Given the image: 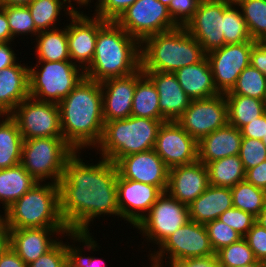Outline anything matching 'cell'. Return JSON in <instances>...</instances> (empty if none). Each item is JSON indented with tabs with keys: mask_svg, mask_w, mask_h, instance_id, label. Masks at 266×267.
Here are the masks:
<instances>
[{
	"mask_svg": "<svg viewBox=\"0 0 266 267\" xmlns=\"http://www.w3.org/2000/svg\"><path fill=\"white\" fill-rule=\"evenodd\" d=\"M241 130L227 125L203 137L198 142V160L207 164L228 156L239 155Z\"/></svg>",
	"mask_w": 266,
	"mask_h": 267,
	"instance_id": "24",
	"label": "cell"
},
{
	"mask_svg": "<svg viewBox=\"0 0 266 267\" xmlns=\"http://www.w3.org/2000/svg\"><path fill=\"white\" fill-rule=\"evenodd\" d=\"M154 150L169 169L198 160V142L175 121L159 127Z\"/></svg>",
	"mask_w": 266,
	"mask_h": 267,
	"instance_id": "17",
	"label": "cell"
},
{
	"mask_svg": "<svg viewBox=\"0 0 266 267\" xmlns=\"http://www.w3.org/2000/svg\"><path fill=\"white\" fill-rule=\"evenodd\" d=\"M262 142H263L264 145L266 146V135H265V139H263Z\"/></svg>",
	"mask_w": 266,
	"mask_h": 267,
	"instance_id": "64",
	"label": "cell"
},
{
	"mask_svg": "<svg viewBox=\"0 0 266 267\" xmlns=\"http://www.w3.org/2000/svg\"><path fill=\"white\" fill-rule=\"evenodd\" d=\"M224 95H244L266 102V76L249 65L240 73L232 89Z\"/></svg>",
	"mask_w": 266,
	"mask_h": 267,
	"instance_id": "37",
	"label": "cell"
},
{
	"mask_svg": "<svg viewBox=\"0 0 266 267\" xmlns=\"http://www.w3.org/2000/svg\"><path fill=\"white\" fill-rule=\"evenodd\" d=\"M205 57L202 46L185 27L151 35L141 42L143 72L174 73Z\"/></svg>",
	"mask_w": 266,
	"mask_h": 267,
	"instance_id": "4",
	"label": "cell"
},
{
	"mask_svg": "<svg viewBox=\"0 0 266 267\" xmlns=\"http://www.w3.org/2000/svg\"><path fill=\"white\" fill-rule=\"evenodd\" d=\"M250 65L266 76V44L257 42L251 50Z\"/></svg>",
	"mask_w": 266,
	"mask_h": 267,
	"instance_id": "51",
	"label": "cell"
},
{
	"mask_svg": "<svg viewBox=\"0 0 266 267\" xmlns=\"http://www.w3.org/2000/svg\"><path fill=\"white\" fill-rule=\"evenodd\" d=\"M58 107L64 140L75 151L96 148L105 123L100 82L84 77Z\"/></svg>",
	"mask_w": 266,
	"mask_h": 267,
	"instance_id": "2",
	"label": "cell"
},
{
	"mask_svg": "<svg viewBox=\"0 0 266 267\" xmlns=\"http://www.w3.org/2000/svg\"><path fill=\"white\" fill-rule=\"evenodd\" d=\"M84 12H75L66 25L70 61L85 71L92 62L98 31L108 22ZM76 61V62H75Z\"/></svg>",
	"mask_w": 266,
	"mask_h": 267,
	"instance_id": "18",
	"label": "cell"
},
{
	"mask_svg": "<svg viewBox=\"0 0 266 267\" xmlns=\"http://www.w3.org/2000/svg\"><path fill=\"white\" fill-rule=\"evenodd\" d=\"M233 207L257 217L266 203V191L246 180L231 187Z\"/></svg>",
	"mask_w": 266,
	"mask_h": 267,
	"instance_id": "36",
	"label": "cell"
},
{
	"mask_svg": "<svg viewBox=\"0 0 266 267\" xmlns=\"http://www.w3.org/2000/svg\"><path fill=\"white\" fill-rule=\"evenodd\" d=\"M144 74L153 82L158 91L163 121L176 122L191 102L178 83L177 77L169 72H144Z\"/></svg>",
	"mask_w": 266,
	"mask_h": 267,
	"instance_id": "23",
	"label": "cell"
},
{
	"mask_svg": "<svg viewBox=\"0 0 266 267\" xmlns=\"http://www.w3.org/2000/svg\"><path fill=\"white\" fill-rule=\"evenodd\" d=\"M256 223L266 229V203L264 205V208L260 211V213L256 217Z\"/></svg>",
	"mask_w": 266,
	"mask_h": 267,
	"instance_id": "58",
	"label": "cell"
},
{
	"mask_svg": "<svg viewBox=\"0 0 266 267\" xmlns=\"http://www.w3.org/2000/svg\"><path fill=\"white\" fill-rule=\"evenodd\" d=\"M158 249L159 251L149 254L151 263L156 266H162L165 262L163 259L165 260L166 257L172 261L216 254L211 246L205 224L191 220L168 236Z\"/></svg>",
	"mask_w": 266,
	"mask_h": 267,
	"instance_id": "10",
	"label": "cell"
},
{
	"mask_svg": "<svg viewBox=\"0 0 266 267\" xmlns=\"http://www.w3.org/2000/svg\"><path fill=\"white\" fill-rule=\"evenodd\" d=\"M38 63L33 68L29 66V96L39 101L58 104L85 77L84 71L72 61Z\"/></svg>",
	"mask_w": 266,
	"mask_h": 267,
	"instance_id": "8",
	"label": "cell"
},
{
	"mask_svg": "<svg viewBox=\"0 0 266 267\" xmlns=\"http://www.w3.org/2000/svg\"><path fill=\"white\" fill-rule=\"evenodd\" d=\"M178 83L191 100L206 99L220 94L216 89L209 61H202L174 72Z\"/></svg>",
	"mask_w": 266,
	"mask_h": 267,
	"instance_id": "27",
	"label": "cell"
},
{
	"mask_svg": "<svg viewBox=\"0 0 266 267\" xmlns=\"http://www.w3.org/2000/svg\"><path fill=\"white\" fill-rule=\"evenodd\" d=\"M242 15L252 40H266V0H233Z\"/></svg>",
	"mask_w": 266,
	"mask_h": 267,
	"instance_id": "35",
	"label": "cell"
},
{
	"mask_svg": "<svg viewBox=\"0 0 266 267\" xmlns=\"http://www.w3.org/2000/svg\"><path fill=\"white\" fill-rule=\"evenodd\" d=\"M76 151L63 137L32 138L23 141L20 164L38 182L51 179L59 184L67 160Z\"/></svg>",
	"mask_w": 266,
	"mask_h": 267,
	"instance_id": "7",
	"label": "cell"
},
{
	"mask_svg": "<svg viewBox=\"0 0 266 267\" xmlns=\"http://www.w3.org/2000/svg\"><path fill=\"white\" fill-rule=\"evenodd\" d=\"M118 175L159 187L163 192L168 187L169 168L154 149L126 155L116 163Z\"/></svg>",
	"mask_w": 266,
	"mask_h": 267,
	"instance_id": "19",
	"label": "cell"
},
{
	"mask_svg": "<svg viewBox=\"0 0 266 267\" xmlns=\"http://www.w3.org/2000/svg\"><path fill=\"white\" fill-rule=\"evenodd\" d=\"M16 64L0 71V115L10 114L29 97V66Z\"/></svg>",
	"mask_w": 266,
	"mask_h": 267,
	"instance_id": "25",
	"label": "cell"
},
{
	"mask_svg": "<svg viewBox=\"0 0 266 267\" xmlns=\"http://www.w3.org/2000/svg\"><path fill=\"white\" fill-rule=\"evenodd\" d=\"M163 120L130 116L104 123L100 142L96 145L102 158L116 163L120 158L154 149Z\"/></svg>",
	"mask_w": 266,
	"mask_h": 267,
	"instance_id": "6",
	"label": "cell"
},
{
	"mask_svg": "<svg viewBox=\"0 0 266 267\" xmlns=\"http://www.w3.org/2000/svg\"><path fill=\"white\" fill-rule=\"evenodd\" d=\"M37 182L20 163L0 169V203L3 204L4 211Z\"/></svg>",
	"mask_w": 266,
	"mask_h": 267,
	"instance_id": "28",
	"label": "cell"
},
{
	"mask_svg": "<svg viewBox=\"0 0 266 267\" xmlns=\"http://www.w3.org/2000/svg\"><path fill=\"white\" fill-rule=\"evenodd\" d=\"M10 45L11 42L0 43V71L17 63L16 53Z\"/></svg>",
	"mask_w": 266,
	"mask_h": 267,
	"instance_id": "53",
	"label": "cell"
},
{
	"mask_svg": "<svg viewBox=\"0 0 266 267\" xmlns=\"http://www.w3.org/2000/svg\"><path fill=\"white\" fill-rule=\"evenodd\" d=\"M163 5H165V6H169V4H170V2L172 1V0H159Z\"/></svg>",
	"mask_w": 266,
	"mask_h": 267,
	"instance_id": "61",
	"label": "cell"
},
{
	"mask_svg": "<svg viewBox=\"0 0 266 267\" xmlns=\"http://www.w3.org/2000/svg\"><path fill=\"white\" fill-rule=\"evenodd\" d=\"M0 267H27V264L9 246L0 256Z\"/></svg>",
	"mask_w": 266,
	"mask_h": 267,
	"instance_id": "54",
	"label": "cell"
},
{
	"mask_svg": "<svg viewBox=\"0 0 266 267\" xmlns=\"http://www.w3.org/2000/svg\"><path fill=\"white\" fill-rule=\"evenodd\" d=\"M115 22L140 43L151 35L179 27L159 0H136Z\"/></svg>",
	"mask_w": 266,
	"mask_h": 267,
	"instance_id": "12",
	"label": "cell"
},
{
	"mask_svg": "<svg viewBox=\"0 0 266 267\" xmlns=\"http://www.w3.org/2000/svg\"><path fill=\"white\" fill-rule=\"evenodd\" d=\"M201 0H172L168 6L172 20L179 26L185 25L192 19Z\"/></svg>",
	"mask_w": 266,
	"mask_h": 267,
	"instance_id": "45",
	"label": "cell"
},
{
	"mask_svg": "<svg viewBox=\"0 0 266 267\" xmlns=\"http://www.w3.org/2000/svg\"><path fill=\"white\" fill-rule=\"evenodd\" d=\"M163 191L154 185L117 176L120 218L134 227L148 213Z\"/></svg>",
	"mask_w": 266,
	"mask_h": 267,
	"instance_id": "20",
	"label": "cell"
},
{
	"mask_svg": "<svg viewBox=\"0 0 266 267\" xmlns=\"http://www.w3.org/2000/svg\"><path fill=\"white\" fill-rule=\"evenodd\" d=\"M245 180L266 191V161L246 171Z\"/></svg>",
	"mask_w": 266,
	"mask_h": 267,
	"instance_id": "52",
	"label": "cell"
},
{
	"mask_svg": "<svg viewBox=\"0 0 266 267\" xmlns=\"http://www.w3.org/2000/svg\"><path fill=\"white\" fill-rule=\"evenodd\" d=\"M10 246V229L5 221L0 224V256Z\"/></svg>",
	"mask_w": 266,
	"mask_h": 267,
	"instance_id": "56",
	"label": "cell"
},
{
	"mask_svg": "<svg viewBox=\"0 0 266 267\" xmlns=\"http://www.w3.org/2000/svg\"><path fill=\"white\" fill-rule=\"evenodd\" d=\"M65 1V3H69V6L70 7H72L76 12H80V10H77L78 9V7L75 9V5L73 6L72 5V0H64ZM74 1H76V3H78L79 4V7L81 8V6L83 7V6H90V3H91V0H73V2Z\"/></svg>",
	"mask_w": 266,
	"mask_h": 267,
	"instance_id": "59",
	"label": "cell"
},
{
	"mask_svg": "<svg viewBox=\"0 0 266 267\" xmlns=\"http://www.w3.org/2000/svg\"><path fill=\"white\" fill-rule=\"evenodd\" d=\"M229 125L241 129L266 112V102L244 95H225Z\"/></svg>",
	"mask_w": 266,
	"mask_h": 267,
	"instance_id": "31",
	"label": "cell"
},
{
	"mask_svg": "<svg viewBox=\"0 0 266 267\" xmlns=\"http://www.w3.org/2000/svg\"><path fill=\"white\" fill-rule=\"evenodd\" d=\"M143 75L144 72L140 68L131 75L109 78L100 82L104 122L125 119L131 116L136 82Z\"/></svg>",
	"mask_w": 266,
	"mask_h": 267,
	"instance_id": "21",
	"label": "cell"
},
{
	"mask_svg": "<svg viewBox=\"0 0 266 267\" xmlns=\"http://www.w3.org/2000/svg\"><path fill=\"white\" fill-rule=\"evenodd\" d=\"M189 218L188 206L177 201L167 191L163 192L150 210L135 226L148 241L160 245ZM149 238V239H148Z\"/></svg>",
	"mask_w": 266,
	"mask_h": 267,
	"instance_id": "11",
	"label": "cell"
},
{
	"mask_svg": "<svg viewBox=\"0 0 266 267\" xmlns=\"http://www.w3.org/2000/svg\"><path fill=\"white\" fill-rule=\"evenodd\" d=\"M240 267H262V262L256 260L253 263H250V264H247V265H243V266H240Z\"/></svg>",
	"mask_w": 266,
	"mask_h": 267,
	"instance_id": "60",
	"label": "cell"
},
{
	"mask_svg": "<svg viewBox=\"0 0 266 267\" xmlns=\"http://www.w3.org/2000/svg\"><path fill=\"white\" fill-rule=\"evenodd\" d=\"M9 229L68 228L60 213L59 184L37 182L4 211Z\"/></svg>",
	"mask_w": 266,
	"mask_h": 267,
	"instance_id": "5",
	"label": "cell"
},
{
	"mask_svg": "<svg viewBox=\"0 0 266 267\" xmlns=\"http://www.w3.org/2000/svg\"><path fill=\"white\" fill-rule=\"evenodd\" d=\"M64 2V0H33L28 5L38 32L55 29L56 21L59 20L60 17L58 16L61 15L62 9L70 17L76 12L69 4L64 5Z\"/></svg>",
	"mask_w": 266,
	"mask_h": 267,
	"instance_id": "34",
	"label": "cell"
},
{
	"mask_svg": "<svg viewBox=\"0 0 266 267\" xmlns=\"http://www.w3.org/2000/svg\"><path fill=\"white\" fill-rule=\"evenodd\" d=\"M256 41L228 44L206 54L216 89L226 93L236 84L240 73L250 65V54Z\"/></svg>",
	"mask_w": 266,
	"mask_h": 267,
	"instance_id": "16",
	"label": "cell"
},
{
	"mask_svg": "<svg viewBox=\"0 0 266 267\" xmlns=\"http://www.w3.org/2000/svg\"><path fill=\"white\" fill-rule=\"evenodd\" d=\"M61 241L27 267H68L66 244Z\"/></svg>",
	"mask_w": 266,
	"mask_h": 267,
	"instance_id": "46",
	"label": "cell"
},
{
	"mask_svg": "<svg viewBox=\"0 0 266 267\" xmlns=\"http://www.w3.org/2000/svg\"><path fill=\"white\" fill-rule=\"evenodd\" d=\"M1 8L7 15L10 32L13 39H16L15 37L17 35L20 36V34L23 36L28 35L29 33L31 34V37L32 35L33 37L37 36L39 32L36 30L28 6H11Z\"/></svg>",
	"mask_w": 266,
	"mask_h": 267,
	"instance_id": "40",
	"label": "cell"
},
{
	"mask_svg": "<svg viewBox=\"0 0 266 267\" xmlns=\"http://www.w3.org/2000/svg\"><path fill=\"white\" fill-rule=\"evenodd\" d=\"M233 0H201L186 30L202 46L207 54L221 48L224 43V10Z\"/></svg>",
	"mask_w": 266,
	"mask_h": 267,
	"instance_id": "15",
	"label": "cell"
},
{
	"mask_svg": "<svg viewBox=\"0 0 266 267\" xmlns=\"http://www.w3.org/2000/svg\"><path fill=\"white\" fill-rule=\"evenodd\" d=\"M9 115L16 121L24 140L63 137L57 103L39 101L29 96Z\"/></svg>",
	"mask_w": 266,
	"mask_h": 267,
	"instance_id": "13",
	"label": "cell"
},
{
	"mask_svg": "<svg viewBox=\"0 0 266 267\" xmlns=\"http://www.w3.org/2000/svg\"><path fill=\"white\" fill-rule=\"evenodd\" d=\"M205 227L215 253L221 248L231 245L243 238L240 233L219 219L206 223Z\"/></svg>",
	"mask_w": 266,
	"mask_h": 267,
	"instance_id": "41",
	"label": "cell"
},
{
	"mask_svg": "<svg viewBox=\"0 0 266 267\" xmlns=\"http://www.w3.org/2000/svg\"><path fill=\"white\" fill-rule=\"evenodd\" d=\"M239 157L247 171L266 161V146L262 140L242 138Z\"/></svg>",
	"mask_w": 266,
	"mask_h": 267,
	"instance_id": "42",
	"label": "cell"
},
{
	"mask_svg": "<svg viewBox=\"0 0 266 267\" xmlns=\"http://www.w3.org/2000/svg\"><path fill=\"white\" fill-rule=\"evenodd\" d=\"M216 256L220 267H240L257 260L244 237L218 250Z\"/></svg>",
	"mask_w": 266,
	"mask_h": 267,
	"instance_id": "39",
	"label": "cell"
},
{
	"mask_svg": "<svg viewBox=\"0 0 266 267\" xmlns=\"http://www.w3.org/2000/svg\"><path fill=\"white\" fill-rule=\"evenodd\" d=\"M233 1L224 10V43L239 44L247 41H254L249 35L245 19L238 6Z\"/></svg>",
	"mask_w": 266,
	"mask_h": 267,
	"instance_id": "38",
	"label": "cell"
},
{
	"mask_svg": "<svg viewBox=\"0 0 266 267\" xmlns=\"http://www.w3.org/2000/svg\"><path fill=\"white\" fill-rule=\"evenodd\" d=\"M262 267H266V260L262 262Z\"/></svg>",
	"mask_w": 266,
	"mask_h": 267,
	"instance_id": "63",
	"label": "cell"
},
{
	"mask_svg": "<svg viewBox=\"0 0 266 267\" xmlns=\"http://www.w3.org/2000/svg\"><path fill=\"white\" fill-rule=\"evenodd\" d=\"M60 233L83 243L86 250L98 251V243L91 233H73L68 228H22L10 229V246L17 255L27 264H31L40 256L51 250L60 240L54 239V234ZM52 235V237H51ZM70 236V237H69ZM75 240V241H74Z\"/></svg>",
	"mask_w": 266,
	"mask_h": 267,
	"instance_id": "9",
	"label": "cell"
},
{
	"mask_svg": "<svg viewBox=\"0 0 266 267\" xmlns=\"http://www.w3.org/2000/svg\"><path fill=\"white\" fill-rule=\"evenodd\" d=\"M209 186L208 170L197 160L169 169L167 192L177 201L190 205Z\"/></svg>",
	"mask_w": 266,
	"mask_h": 267,
	"instance_id": "22",
	"label": "cell"
},
{
	"mask_svg": "<svg viewBox=\"0 0 266 267\" xmlns=\"http://www.w3.org/2000/svg\"><path fill=\"white\" fill-rule=\"evenodd\" d=\"M0 118V169H5L20 163L24 139L9 114L0 115Z\"/></svg>",
	"mask_w": 266,
	"mask_h": 267,
	"instance_id": "29",
	"label": "cell"
},
{
	"mask_svg": "<svg viewBox=\"0 0 266 267\" xmlns=\"http://www.w3.org/2000/svg\"><path fill=\"white\" fill-rule=\"evenodd\" d=\"M209 185L234 187L245 180L246 170L239 155L228 156L206 164Z\"/></svg>",
	"mask_w": 266,
	"mask_h": 267,
	"instance_id": "32",
	"label": "cell"
},
{
	"mask_svg": "<svg viewBox=\"0 0 266 267\" xmlns=\"http://www.w3.org/2000/svg\"><path fill=\"white\" fill-rule=\"evenodd\" d=\"M131 116L163 120L159 107L158 91L145 74L136 82Z\"/></svg>",
	"mask_w": 266,
	"mask_h": 267,
	"instance_id": "33",
	"label": "cell"
},
{
	"mask_svg": "<svg viewBox=\"0 0 266 267\" xmlns=\"http://www.w3.org/2000/svg\"><path fill=\"white\" fill-rule=\"evenodd\" d=\"M33 0H0V7L28 6Z\"/></svg>",
	"mask_w": 266,
	"mask_h": 267,
	"instance_id": "57",
	"label": "cell"
},
{
	"mask_svg": "<svg viewBox=\"0 0 266 267\" xmlns=\"http://www.w3.org/2000/svg\"><path fill=\"white\" fill-rule=\"evenodd\" d=\"M233 207L231 189L209 185L190 205L189 218L199 224L214 221Z\"/></svg>",
	"mask_w": 266,
	"mask_h": 267,
	"instance_id": "26",
	"label": "cell"
},
{
	"mask_svg": "<svg viewBox=\"0 0 266 267\" xmlns=\"http://www.w3.org/2000/svg\"><path fill=\"white\" fill-rule=\"evenodd\" d=\"M141 68V43L115 21H108L97 34L95 53L85 78L102 82L125 77Z\"/></svg>",
	"mask_w": 266,
	"mask_h": 267,
	"instance_id": "3",
	"label": "cell"
},
{
	"mask_svg": "<svg viewBox=\"0 0 266 267\" xmlns=\"http://www.w3.org/2000/svg\"><path fill=\"white\" fill-rule=\"evenodd\" d=\"M240 130L243 138H254L259 140L265 139L266 112L257 119L243 126Z\"/></svg>",
	"mask_w": 266,
	"mask_h": 267,
	"instance_id": "50",
	"label": "cell"
},
{
	"mask_svg": "<svg viewBox=\"0 0 266 267\" xmlns=\"http://www.w3.org/2000/svg\"><path fill=\"white\" fill-rule=\"evenodd\" d=\"M4 221V214H0V224Z\"/></svg>",
	"mask_w": 266,
	"mask_h": 267,
	"instance_id": "62",
	"label": "cell"
},
{
	"mask_svg": "<svg viewBox=\"0 0 266 267\" xmlns=\"http://www.w3.org/2000/svg\"><path fill=\"white\" fill-rule=\"evenodd\" d=\"M76 151L65 163L59 182L61 217L73 233H90V223L101 215L120 217L115 163L102 157L94 165ZM89 225V226H88ZM89 229V230H88Z\"/></svg>",
	"mask_w": 266,
	"mask_h": 267,
	"instance_id": "1",
	"label": "cell"
},
{
	"mask_svg": "<svg viewBox=\"0 0 266 267\" xmlns=\"http://www.w3.org/2000/svg\"><path fill=\"white\" fill-rule=\"evenodd\" d=\"M170 267H220L216 254L205 257L168 261ZM163 267V266H159Z\"/></svg>",
	"mask_w": 266,
	"mask_h": 267,
	"instance_id": "49",
	"label": "cell"
},
{
	"mask_svg": "<svg viewBox=\"0 0 266 267\" xmlns=\"http://www.w3.org/2000/svg\"><path fill=\"white\" fill-rule=\"evenodd\" d=\"M9 23L5 11L0 7V43L12 42Z\"/></svg>",
	"mask_w": 266,
	"mask_h": 267,
	"instance_id": "55",
	"label": "cell"
},
{
	"mask_svg": "<svg viewBox=\"0 0 266 267\" xmlns=\"http://www.w3.org/2000/svg\"><path fill=\"white\" fill-rule=\"evenodd\" d=\"M218 219L240 233L243 237L256 223L255 216L234 207L226 210Z\"/></svg>",
	"mask_w": 266,
	"mask_h": 267,
	"instance_id": "43",
	"label": "cell"
},
{
	"mask_svg": "<svg viewBox=\"0 0 266 267\" xmlns=\"http://www.w3.org/2000/svg\"><path fill=\"white\" fill-rule=\"evenodd\" d=\"M176 122L197 142L229 124L224 93L206 99H193Z\"/></svg>",
	"mask_w": 266,
	"mask_h": 267,
	"instance_id": "14",
	"label": "cell"
},
{
	"mask_svg": "<svg viewBox=\"0 0 266 267\" xmlns=\"http://www.w3.org/2000/svg\"><path fill=\"white\" fill-rule=\"evenodd\" d=\"M35 39L38 61H70L66 26L39 32Z\"/></svg>",
	"mask_w": 266,
	"mask_h": 267,
	"instance_id": "30",
	"label": "cell"
},
{
	"mask_svg": "<svg viewBox=\"0 0 266 267\" xmlns=\"http://www.w3.org/2000/svg\"><path fill=\"white\" fill-rule=\"evenodd\" d=\"M75 245H67L66 244V251H67V265L68 267H106L105 262L102 259H97L93 256H83L81 250L83 247H73ZM82 248V249H81ZM102 261L99 263V261Z\"/></svg>",
	"mask_w": 266,
	"mask_h": 267,
	"instance_id": "48",
	"label": "cell"
},
{
	"mask_svg": "<svg viewBox=\"0 0 266 267\" xmlns=\"http://www.w3.org/2000/svg\"><path fill=\"white\" fill-rule=\"evenodd\" d=\"M136 0H98L95 15L105 21H116Z\"/></svg>",
	"mask_w": 266,
	"mask_h": 267,
	"instance_id": "44",
	"label": "cell"
},
{
	"mask_svg": "<svg viewBox=\"0 0 266 267\" xmlns=\"http://www.w3.org/2000/svg\"><path fill=\"white\" fill-rule=\"evenodd\" d=\"M257 261L266 260V229L255 223L244 236Z\"/></svg>",
	"mask_w": 266,
	"mask_h": 267,
	"instance_id": "47",
	"label": "cell"
}]
</instances>
